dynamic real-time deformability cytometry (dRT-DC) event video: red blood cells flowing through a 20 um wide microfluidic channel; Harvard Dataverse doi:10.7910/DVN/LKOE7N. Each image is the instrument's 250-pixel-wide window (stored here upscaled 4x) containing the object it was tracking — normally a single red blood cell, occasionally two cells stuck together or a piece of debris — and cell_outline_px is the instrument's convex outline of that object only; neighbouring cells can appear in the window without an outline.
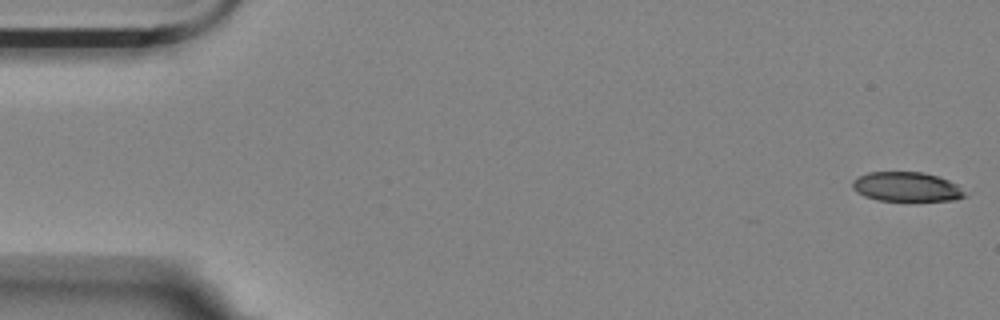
{"species": "Egyptian fruit bat (a non-hibernating species)", "species_latin": "Rousettus aegyptiacus", "temperature_condition": "room temperature", "stored_images_in_passage": 5, "camera_frame_rate_fps": 3000, "um_per_image_px": 0.085, "animal": {"sex": "female"}, "frame": {"image": 1, "passage_image": 1, "time_ms": 0.0, "image_size_px": [1000, 320], "cell_outline_px": [[968, 196], [956, 200], [876, 200], [864, 196], [856, 192], [852, 188], [852, 180], [868, 172], [924, 172], [948, 180], [956, 184]], "centroid_in_image_um": [77.03, 15.88], "position_along_channel_um": 8.0, "area_um2": 19.19}}
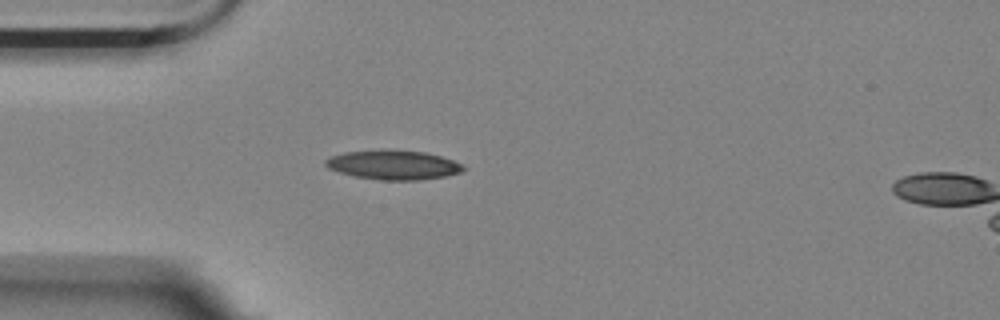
{"frame": {"image": 2, "passage_image": 5, "time_ms": 4.667, "image_size_px": [1000, 320], "cell_outline_px": [[464, 168], [460, 172], [444, 176], [416, 180], [380, 180], [356, 176], [340, 172], [328, 168], [324, 164], [324, 160], [332, 156], [344, 152], [424, 152], [440, 156], [452, 160], [460, 164]], "centroid_in_image_um": [33.41, 14.05], "position_along_channel_um": 51.6, "area_um2": 22.37}}